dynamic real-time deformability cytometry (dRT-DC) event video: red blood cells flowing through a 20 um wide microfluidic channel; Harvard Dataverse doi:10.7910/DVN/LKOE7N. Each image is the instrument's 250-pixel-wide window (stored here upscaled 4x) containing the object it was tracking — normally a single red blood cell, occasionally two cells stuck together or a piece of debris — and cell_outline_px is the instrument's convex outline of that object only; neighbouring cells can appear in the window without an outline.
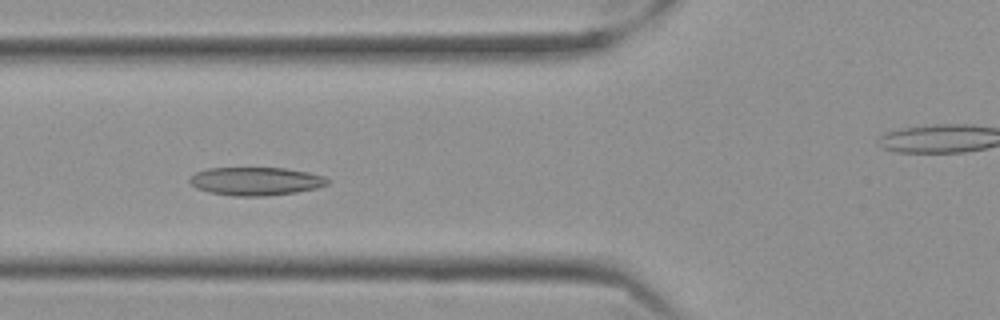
{"species": "Egyptian fruit bat (a non-hibernating species)", "species_latin": "Rousettus aegyptiacus", "temperature_condition": "cold", "stored_images_in_passage": 45, "camera_frame_rate_fps": 3000, "um_per_image_px": 0.085, "frame": {"image": 1, "passage_image": 13, "time_ms": 4.0, "image_size_px": [1000, 320], "cell_outline_px": [[332, 180], [328, 184], [316, 188], [296, 192], [264, 196], [232, 196], [208, 192], [196, 188], [188, 180], [196, 172], [208, 168], [284, 168], [308, 172], [324, 176]], "centroid_in_image_um": [21.75, 15.4], "position_along_channel_um": 104.0, "area_um2": 22.72}}
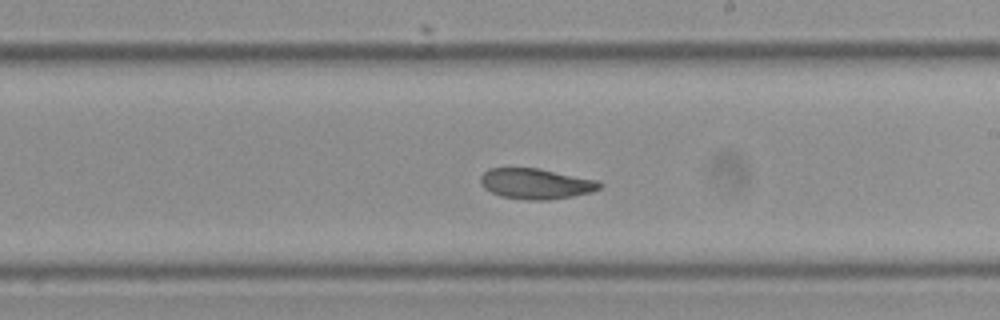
{"frame": {"image": 2, "passage_image": 25, "time_ms": 8.0, "image_size_px": [1000, 320], "cell_outline_px": [[604, 184], [600, 188], [592, 192], [572, 196], [548, 200], [528, 200], [500, 196], [484, 188], [480, 184], [480, 176], [488, 168], [540, 168], [596, 180]], "centroid_in_image_um": [45.54, 15.61], "position_along_channel_um": 243.5, "area_um2": 21.27}}
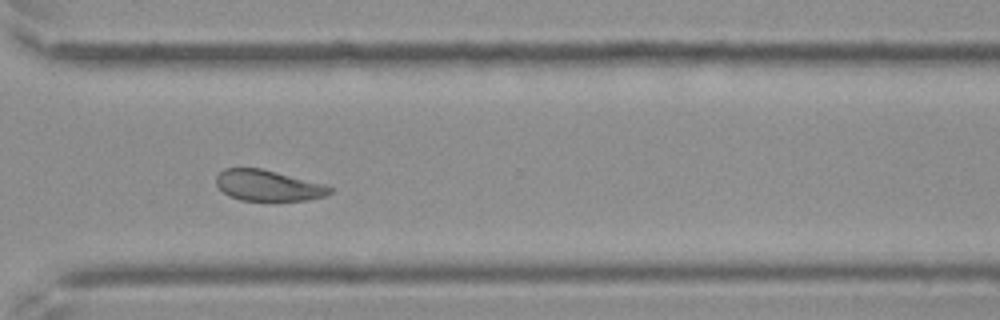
{"frame": {"image": 3, "passage_image": 34, "time_ms": 11.0, "image_size_px": [1000, 320], "cell_outline_px": [[332, 192], [324, 196], [308, 200], [240, 200], [228, 196], [216, 184], [216, 176], [224, 168], [260, 168], [328, 184], [332, 188]], "centroid_in_image_um": [22.81, 15.76], "position_along_channel_um": 347.8, "area_um2": 20.52}, "authors_computed_cell_mechanics": {"area_um2": 21.6172, "velocity_mm_per_s": 3.4768, "shape_relaxation_time_tau1_ms": null, "shape_relaxation_time_tau2_ms": 6.9705, "deformation_change_tau1": null, "deformation_change_tau2": 0.1067}}